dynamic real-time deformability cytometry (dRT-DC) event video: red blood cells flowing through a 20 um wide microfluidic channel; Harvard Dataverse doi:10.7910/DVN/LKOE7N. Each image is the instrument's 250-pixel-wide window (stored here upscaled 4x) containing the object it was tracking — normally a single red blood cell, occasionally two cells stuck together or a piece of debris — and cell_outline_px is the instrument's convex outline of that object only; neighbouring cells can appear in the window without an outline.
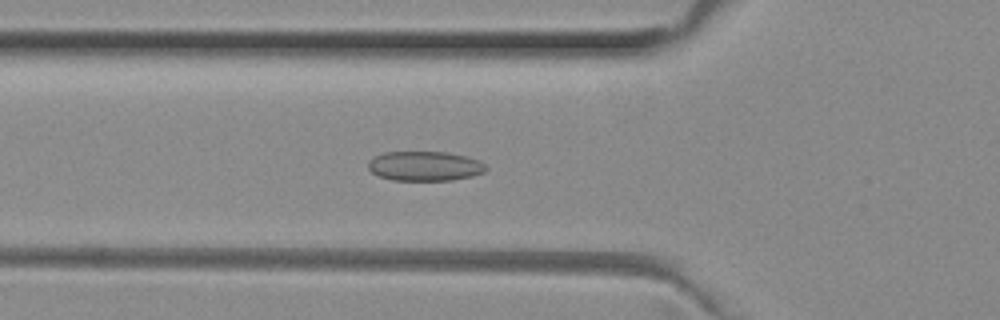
{"species": "common noctule bat (a hibernating species)", "species_latin": "Nyctalus noctula", "temperature_condition": "room temperature", "stored_images_in_passage": 44, "camera_frame_rate_fps": 3000, "um_per_image_px": 0.085, "animal": {"sex": "female", "body_mass_g": 29.2, "forearm_length_mm": 56.3}, "frame": {"image": 1, "passage_image": 10, "time_ms": 3.0, "image_size_px": [1000, 320], "cell_outline_px": [[488, 168], [484, 172], [472, 176], [452, 180], [392, 180], [380, 176], [372, 172], [368, 168], [368, 160], [372, 156], [384, 152], [448, 152], [468, 156], [480, 160]], "centroid_in_image_um": [36.11, 14.1], "position_along_channel_um": 89.7, "area_um2": 20.52}}
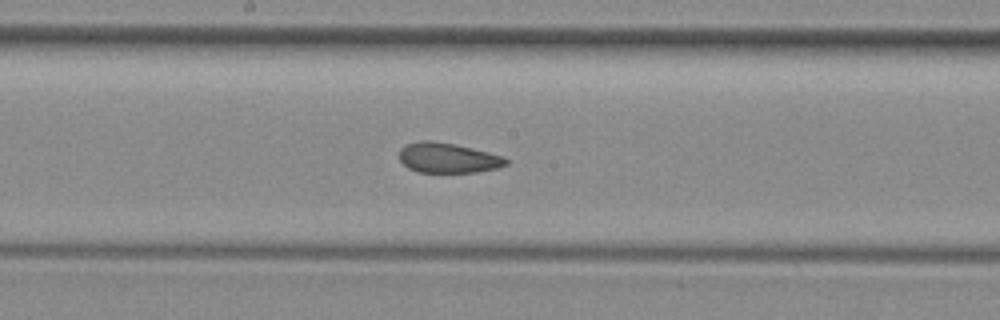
{"frame": {"image": 2, "passage_image": 19, "time_ms": 6.0, "image_size_px": [1000, 320], "cell_outline_px": [[508, 164], [496, 168], [476, 172], [420, 172], [408, 168], [400, 160], [400, 148], [404, 144], [420, 140], [432, 140], [456, 144], [504, 156], [508, 160]], "centroid_in_image_um": [38.06, 13.4], "position_along_channel_um": 210.1, "area_um2": 18.79}}
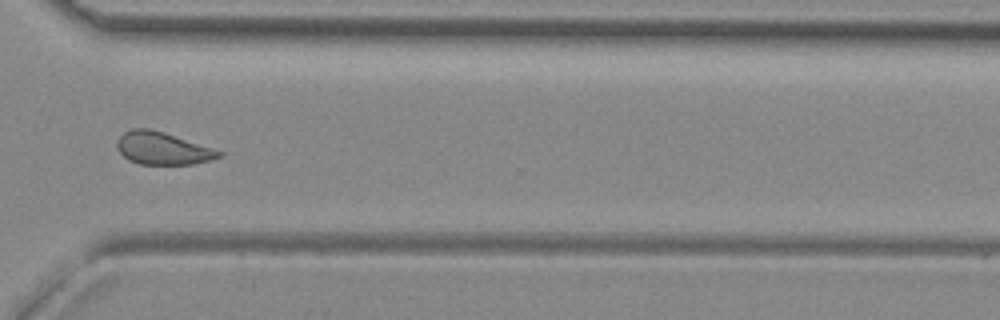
{"frame": {"image": 3, "passage_image": 30, "time_ms": 9.667, "image_size_px": [1000, 320], "cell_outline_px": [[224, 156], [212, 160], [192, 164], [140, 164], [128, 160], [120, 152], [116, 144], [116, 140], [124, 132], [132, 128], [148, 128], [164, 132], [224, 152]], "centroid_in_image_um": [13.83, 12.61], "position_along_channel_um": 356.8, "area_um2": 19.31}, "authors_computed_cell_mechanics": {"area_um2": 19.7098, "velocity_mm_per_s": 4.0018, "shape_relaxation_time_tau1_ms": null, "shape_relaxation_time_tau2_ms": 2.3529, "deformation_change_tau1": null, "deformation_change_tau2": 0.086}}